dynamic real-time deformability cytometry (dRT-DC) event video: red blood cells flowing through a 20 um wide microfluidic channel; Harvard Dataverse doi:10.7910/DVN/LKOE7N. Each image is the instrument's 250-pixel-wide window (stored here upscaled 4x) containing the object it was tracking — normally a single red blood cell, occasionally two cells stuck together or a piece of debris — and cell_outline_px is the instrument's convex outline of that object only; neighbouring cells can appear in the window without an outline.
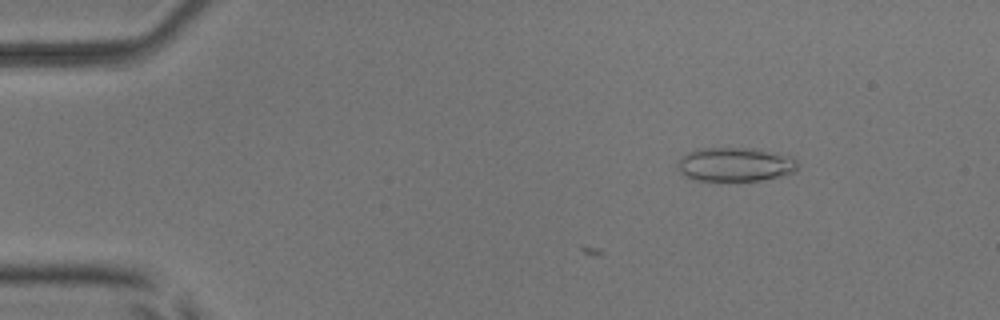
{"species": "common noctule bat (a hibernating species)", "species_latin": "Nyctalus noctula", "temperature_condition": "room temperature", "stored_images_in_passage": 3, "camera_frame_rate_fps": 3000, "um_per_image_px": 0.085, "animal": {"sex": "male", "body_mass_g": 17.9, "forearm_length_mm": 54.2}, "frame": {"image": 1, "passage_image": 3, "time_ms": 0.667, "image_size_px": [1000, 320], "cell_outline_px": [[800, 164], [796, 172], [760, 180], [696, 180], [680, 172], [676, 168], [680, 160], [688, 152], [700, 148], [756, 148], [792, 156]], "centroid_in_image_um": [62.55, 13.96], "position_along_channel_um": 22.4, "area_um2": 23.7}}